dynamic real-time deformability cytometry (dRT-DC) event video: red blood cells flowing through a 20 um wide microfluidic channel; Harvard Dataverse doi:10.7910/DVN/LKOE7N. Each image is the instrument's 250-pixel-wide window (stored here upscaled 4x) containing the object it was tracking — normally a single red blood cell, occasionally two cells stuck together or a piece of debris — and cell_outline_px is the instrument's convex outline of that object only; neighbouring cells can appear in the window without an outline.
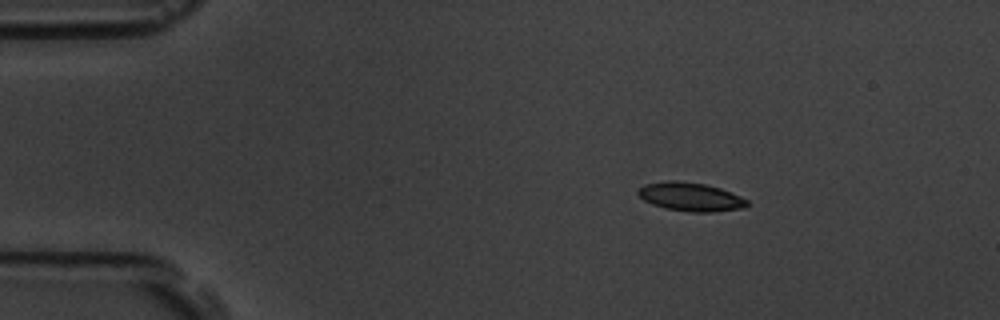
{"species": "common noctule bat (a hibernating species)", "species_latin": "Nyctalus noctula", "temperature_condition": "room temperature", "stored_images_in_passage": 4, "camera_frame_rate_fps": 3000, "um_per_image_px": 0.085, "animal": {"sex": "male", "body_mass_g": 19.5, "forearm_length_mm": 54.6}, "frame": {"image": 1, "passage_image": 2, "time_ms": 1.0, "image_size_px": [1000, 320], "cell_outline_px": [[748, 204], [744, 208], [712, 212], [688, 212], [664, 208], [652, 204], [644, 200], [636, 192], [644, 184], [664, 180], [676, 180], [704, 184], [720, 188], [732, 192], [748, 200]], "centroid_in_image_um": [58.69, 16.73], "position_along_channel_um": 26.3, "area_um2": 18.32}}